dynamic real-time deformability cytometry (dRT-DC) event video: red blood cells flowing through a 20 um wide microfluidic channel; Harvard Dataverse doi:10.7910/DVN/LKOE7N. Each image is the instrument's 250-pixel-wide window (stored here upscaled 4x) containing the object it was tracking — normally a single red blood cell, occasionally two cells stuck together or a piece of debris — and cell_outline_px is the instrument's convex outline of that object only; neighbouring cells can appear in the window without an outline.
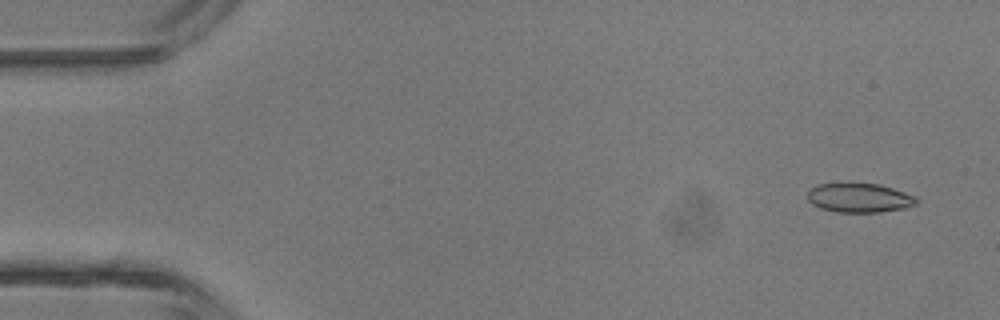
{"species": "common noctule bat (a hibernating species)", "species_latin": "Nyctalus noctula", "temperature_condition": "room temperature", "stored_images_in_passage": 4, "camera_frame_rate_fps": 3000, "um_per_image_px": 0.085, "animal": {"sex": "male", "body_mass_g": 13.3}, "frame": {"image": 1, "passage_image": 1, "time_ms": 0.0, "image_size_px": [1000, 320], "cell_outline_px": [[920, 200], [916, 204], [904, 208], [880, 212], [836, 212], [820, 208], [812, 204], [808, 200], [808, 192], [816, 184], [880, 184], [916, 196]], "centroid_in_image_um": [73.06, 16.83], "position_along_channel_um": 11.9, "area_um2": 18.44}}
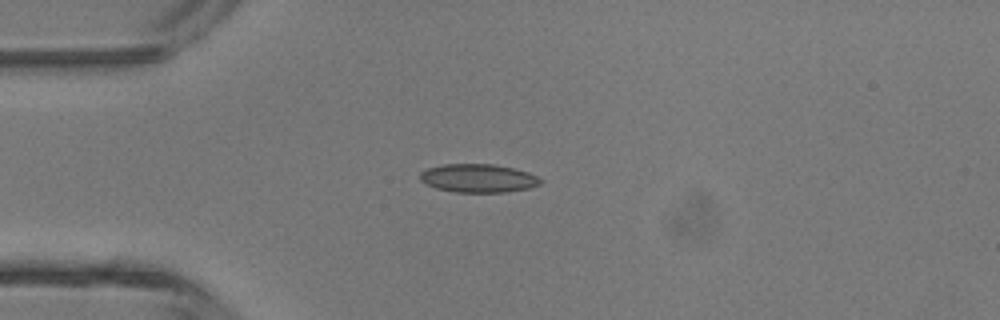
{"frame": {"image": 2, "passage_image": 3, "time_ms": 3.0, "image_size_px": [1000, 320], "cell_outline_px": [[544, 180], [540, 184], [528, 188], [508, 192], [456, 192], [436, 188], [424, 184], [420, 180], [420, 172], [428, 168], [444, 164], [492, 164], [512, 168], [528, 172]], "centroid_in_image_um": [40.64, 15.15], "position_along_channel_um": 44.4, "area_um2": 19.94}}